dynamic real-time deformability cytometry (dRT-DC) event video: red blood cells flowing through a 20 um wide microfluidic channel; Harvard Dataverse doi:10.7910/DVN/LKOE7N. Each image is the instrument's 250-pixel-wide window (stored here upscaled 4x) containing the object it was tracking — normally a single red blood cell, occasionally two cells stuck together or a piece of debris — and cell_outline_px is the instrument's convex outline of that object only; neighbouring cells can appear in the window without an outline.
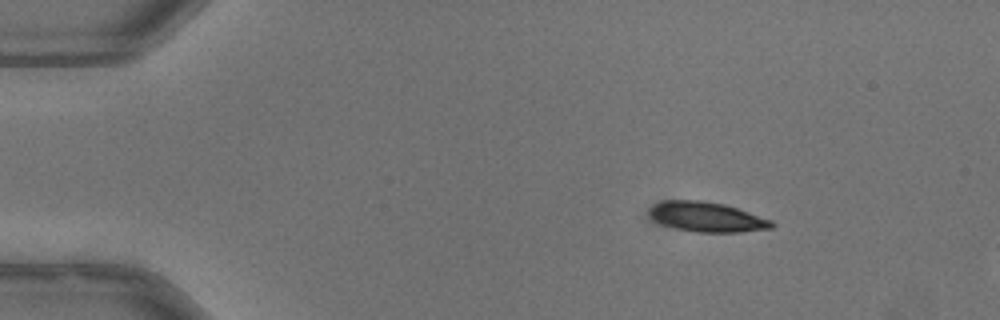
{"species": "common noctule bat (a hibernating species)", "species_latin": "Nyctalus noctula", "temperature_condition": "warm", "stored_images_in_passage": 14, "camera_frame_rate_fps": 3000, "um_per_image_px": 0.085, "animal": {"sex": "male", "body_mass_g": 13.3}, "frame": {"image": 1, "passage_image": 8, "time_ms": 2.333, "image_size_px": [1000, 320], "cell_outline_px": [[776, 224], [772, 228], [740, 232], [696, 232], [676, 228], [664, 224], [656, 220], [648, 212], [656, 204], [664, 200], [700, 200], [724, 204], [772, 220]], "centroid_in_image_um": [60.13, 18.44], "position_along_channel_um": 24.9, "area_um2": 20.92}}